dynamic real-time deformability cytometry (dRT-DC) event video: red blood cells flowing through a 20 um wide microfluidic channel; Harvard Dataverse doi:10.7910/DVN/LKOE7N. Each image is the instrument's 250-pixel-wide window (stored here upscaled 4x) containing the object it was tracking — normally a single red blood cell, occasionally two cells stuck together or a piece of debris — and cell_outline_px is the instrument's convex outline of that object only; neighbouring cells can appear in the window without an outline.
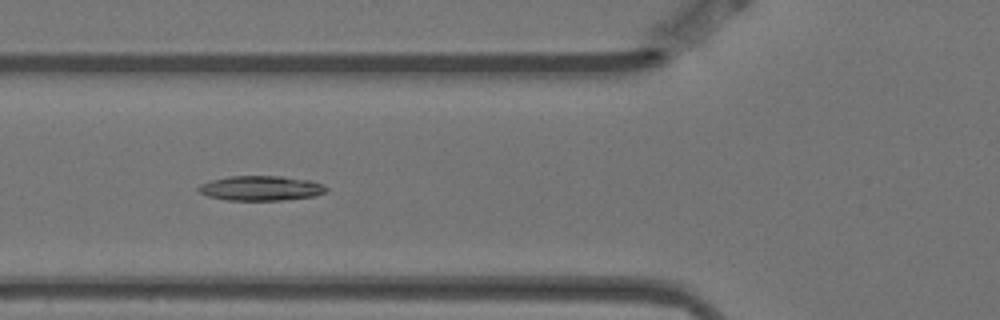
{"species": "Egyptian fruit bat (a non-hibernating species)", "species_latin": "Rousettus aegyptiacus", "temperature_condition": "warm", "stored_images_in_passage": 7, "camera_frame_rate_fps": 3000, "um_per_image_px": 0.085, "animal": {"sex": "female"}, "frame": {"image": 1, "passage_image": 6, "time_ms": 1.667, "image_size_px": [1000, 320], "cell_outline_px": [[328, 192], [316, 196], [284, 200], [228, 200], [208, 196], [200, 192], [196, 188], [200, 184], [212, 180], [228, 176], [280, 176], [312, 180], [324, 184], [328, 188]], "centroid_in_image_um": [22.24, 15.99], "position_along_channel_um": 103.6, "area_um2": 18.67}}
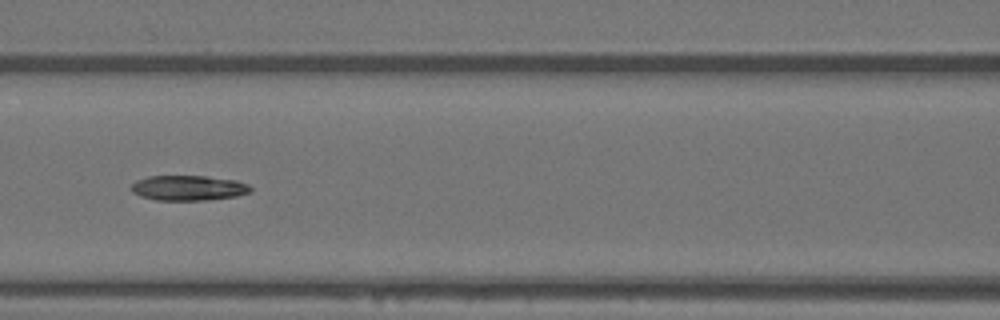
{"frame": {"image": 2, "passage_image": 7, "time_ms": 2.0, "image_size_px": [1000, 320], "cell_outline_px": [[252, 192], [236, 196], [204, 200], [156, 200], [140, 196], [132, 192], [128, 188], [136, 180], [148, 176], [208, 176], [236, 180], [248, 184], [252, 188]], "centroid_in_image_um": [16.0, 15.97], "position_along_channel_um": 150.6, "area_um2": 17.63}}